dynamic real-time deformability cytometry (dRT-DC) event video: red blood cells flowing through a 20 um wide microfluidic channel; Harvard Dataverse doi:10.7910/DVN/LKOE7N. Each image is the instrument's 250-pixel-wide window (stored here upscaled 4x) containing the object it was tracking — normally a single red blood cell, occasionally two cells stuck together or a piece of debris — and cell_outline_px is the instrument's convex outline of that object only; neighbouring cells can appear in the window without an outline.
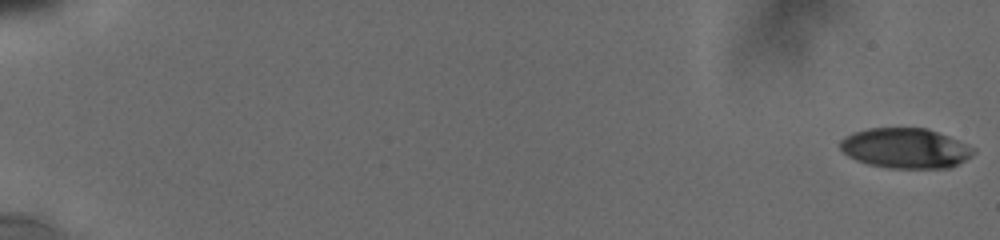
{"species": "human", "species_latin": "Homo sapiens", "temperature_condition": "cold", "stored_images_in_passage": 28, "camera_frame_rate_fps": 3000, "um_per_image_px": 0.085, "donor": {"sex": "male"}, "frame": {"image": 1, "passage_image": 1, "time_ms": 0.0, "image_size_px": [1000, 240], "cell_outline_px": [[976, 152], [972, 156], [948, 168], [888, 168], [868, 164], [856, 160], [848, 156], [840, 148], [840, 140], [856, 132], [868, 128], [928, 128], [968, 144], [976, 148]], "centroid_in_image_um": [76.99, 12.6], "position_along_channel_um": 8.0, "area_um2": 31.1}}
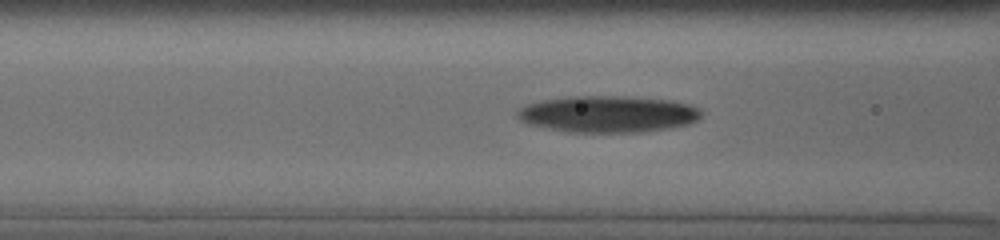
{"frame": {"image": 2, "passage_image": 25, "time_ms": 8.333, "image_size_px": [1000, 240], "cell_outline_px": [[704, 112], [696, 120], [688, 124], [668, 128], [640, 132], [564, 132], [528, 124], [520, 120], [516, 116], [516, 112], [520, 108], [528, 104], [544, 100], [568, 96], [624, 96], [672, 100], [688, 104], [700, 108]], "centroid_in_image_um": [51.67, 9.69], "position_along_channel_um": 114.9, "area_um2": 39.42}}
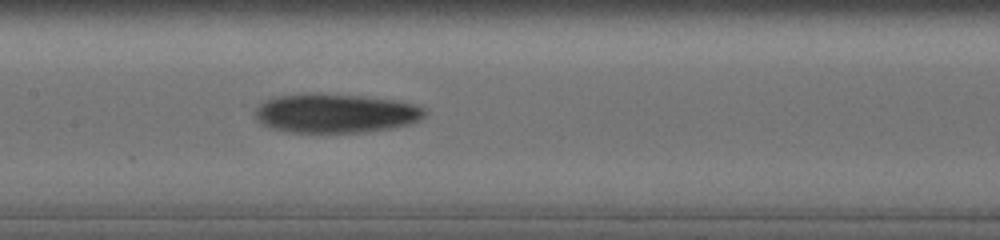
{"frame": {"image": 3, "passage_image": 28, "time_ms": 10.0, "image_size_px": [1000, 240], "cell_outline_px": [[424, 116], [420, 120], [408, 124], [388, 128], [356, 132], [292, 132], [272, 128], [264, 124], [256, 116], [256, 108], [264, 100], [280, 96], [360, 96], [396, 100], [412, 104], [424, 108]], "centroid_in_image_um": [28.56, 9.66], "position_along_channel_um": 178.8, "area_um2": 36.99}}